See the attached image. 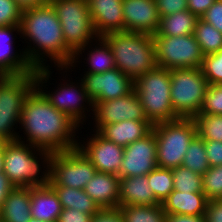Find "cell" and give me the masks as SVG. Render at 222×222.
Segmentation results:
<instances>
[{"instance_id":"obj_1","label":"cell","mask_w":222,"mask_h":222,"mask_svg":"<svg viewBox=\"0 0 222 222\" xmlns=\"http://www.w3.org/2000/svg\"><path fill=\"white\" fill-rule=\"evenodd\" d=\"M19 127L25 137L19 134L18 141L53 152L76 148L79 142L76 135L82 129L52 106L36 87L24 100Z\"/></svg>"},{"instance_id":"obj_2","label":"cell","mask_w":222,"mask_h":222,"mask_svg":"<svg viewBox=\"0 0 222 222\" xmlns=\"http://www.w3.org/2000/svg\"><path fill=\"white\" fill-rule=\"evenodd\" d=\"M19 38L27 40L22 49L34 70L52 67L50 63H54L53 67H69L73 60L74 53L66 45L61 23L50 3L22 10Z\"/></svg>"},{"instance_id":"obj_3","label":"cell","mask_w":222,"mask_h":222,"mask_svg":"<svg viewBox=\"0 0 222 222\" xmlns=\"http://www.w3.org/2000/svg\"><path fill=\"white\" fill-rule=\"evenodd\" d=\"M54 153L18 140L6 142L3 148V172L15 187L48 186Z\"/></svg>"},{"instance_id":"obj_4","label":"cell","mask_w":222,"mask_h":222,"mask_svg":"<svg viewBox=\"0 0 222 222\" xmlns=\"http://www.w3.org/2000/svg\"><path fill=\"white\" fill-rule=\"evenodd\" d=\"M111 48L115 66L132 81L157 66L153 35L139 32H110L102 36Z\"/></svg>"},{"instance_id":"obj_5","label":"cell","mask_w":222,"mask_h":222,"mask_svg":"<svg viewBox=\"0 0 222 222\" xmlns=\"http://www.w3.org/2000/svg\"><path fill=\"white\" fill-rule=\"evenodd\" d=\"M50 68L51 67L35 69V87L45 96L52 106L67 114L83 128L84 122H87L89 120L88 117L93 115L94 104L86 93L82 80L79 78L78 82L70 81V79H66L68 78L67 73H70L69 67H55L58 72H63V79H61L62 82L60 80L61 84L59 83L57 85L58 87L55 86V88H57L56 90L53 88L54 91H48L46 90V88H49L46 87L49 86L47 82L53 73Z\"/></svg>"},{"instance_id":"obj_6","label":"cell","mask_w":222,"mask_h":222,"mask_svg":"<svg viewBox=\"0 0 222 222\" xmlns=\"http://www.w3.org/2000/svg\"><path fill=\"white\" fill-rule=\"evenodd\" d=\"M137 93L147 119L154 125L179 119L171 104L170 70L156 66L134 81Z\"/></svg>"},{"instance_id":"obj_7","label":"cell","mask_w":222,"mask_h":222,"mask_svg":"<svg viewBox=\"0 0 222 222\" xmlns=\"http://www.w3.org/2000/svg\"><path fill=\"white\" fill-rule=\"evenodd\" d=\"M156 138L157 166L173 169L182 166V161L191 141L197 136L193 118H179L174 121L153 125Z\"/></svg>"},{"instance_id":"obj_8","label":"cell","mask_w":222,"mask_h":222,"mask_svg":"<svg viewBox=\"0 0 222 222\" xmlns=\"http://www.w3.org/2000/svg\"><path fill=\"white\" fill-rule=\"evenodd\" d=\"M171 104L179 118L199 115L209 83L201 68L170 69Z\"/></svg>"},{"instance_id":"obj_9","label":"cell","mask_w":222,"mask_h":222,"mask_svg":"<svg viewBox=\"0 0 222 222\" xmlns=\"http://www.w3.org/2000/svg\"><path fill=\"white\" fill-rule=\"evenodd\" d=\"M61 23L67 47L75 54L98 38L87 0H49Z\"/></svg>"},{"instance_id":"obj_10","label":"cell","mask_w":222,"mask_h":222,"mask_svg":"<svg viewBox=\"0 0 222 222\" xmlns=\"http://www.w3.org/2000/svg\"><path fill=\"white\" fill-rule=\"evenodd\" d=\"M155 60L165 69L201 68L204 54L194 34L153 36Z\"/></svg>"},{"instance_id":"obj_11","label":"cell","mask_w":222,"mask_h":222,"mask_svg":"<svg viewBox=\"0 0 222 222\" xmlns=\"http://www.w3.org/2000/svg\"><path fill=\"white\" fill-rule=\"evenodd\" d=\"M97 170L78 148L55 152L51 162V186L83 190Z\"/></svg>"},{"instance_id":"obj_12","label":"cell","mask_w":222,"mask_h":222,"mask_svg":"<svg viewBox=\"0 0 222 222\" xmlns=\"http://www.w3.org/2000/svg\"><path fill=\"white\" fill-rule=\"evenodd\" d=\"M93 104L91 119L95 123L92 130L97 132L103 126L111 123H118L124 120H148L134 89L124 97L107 101H95Z\"/></svg>"},{"instance_id":"obj_13","label":"cell","mask_w":222,"mask_h":222,"mask_svg":"<svg viewBox=\"0 0 222 222\" xmlns=\"http://www.w3.org/2000/svg\"><path fill=\"white\" fill-rule=\"evenodd\" d=\"M90 133V136H86L87 139L83 137L84 140H78L77 147L91 161L97 172L118 175L124 147L105 139L95 130Z\"/></svg>"},{"instance_id":"obj_14","label":"cell","mask_w":222,"mask_h":222,"mask_svg":"<svg viewBox=\"0 0 222 222\" xmlns=\"http://www.w3.org/2000/svg\"><path fill=\"white\" fill-rule=\"evenodd\" d=\"M81 80L93 103L124 97L134 89V81L117 68L104 73L81 74Z\"/></svg>"},{"instance_id":"obj_15","label":"cell","mask_w":222,"mask_h":222,"mask_svg":"<svg viewBox=\"0 0 222 222\" xmlns=\"http://www.w3.org/2000/svg\"><path fill=\"white\" fill-rule=\"evenodd\" d=\"M157 166L156 138L152 130L148 135L124 147L119 178L143 176Z\"/></svg>"},{"instance_id":"obj_16","label":"cell","mask_w":222,"mask_h":222,"mask_svg":"<svg viewBox=\"0 0 222 222\" xmlns=\"http://www.w3.org/2000/svg\"><path fill=\"white\" fill-rule=\"evenodd\" d=\"M124 31L154 35L160 25L155 0H122Z\"/></svg>"},{"instance_id":"obj_17","label":"cell","mask_w":222,"mask_h":222,"mask_svg":"<svg viewBox=\"0 0 222 222\" xmlns=\"http://www.w3.org/2000/svg\"><path fill=\"white\" fill-rule=\"evenodd\" d=\"M15 32L20 35V25L0 26V75L16 77L34 72L25 57L24 50H15V40L18 38Z\"/></svg>"},{"instance_id":"obj_18","label":"cell","mask_w":222,"mask_h":222,"mask_svg":"<svg viewBox=\"0 0 222 222\" xmlns=\"http://www.w3.org/2000/svg\"><path fill=\"white\" fill-rule=\"evenodd\" d=\"M87 3L98 37L124 31L122 0H87Z\"/></svg>"},{"instance_id":"obj_19","label":"cell","mask_w":222,"mask_h":222,"mask_svg":"<svg viewBox=\"0 0 222 222\" xmlns=\"http://www.w3.org/2000/svg\"><path fill=\"white\" fill-rule=\"evenodd\" d=\"M82 54H85V57ZM80 57L86 60L85 64L87 65L85 66H88L87 68H84V73H104L116 68L111 48L102 37H98L85 47L80 48L74 54L73 60L69 65L71 72L76 69L74 67H77V63L80 64L82 61Z\"/></svg>"},{"instance_id":"obj_20","label":"cell","mask_w":222,"mask_h":222,"mask_svg":"<svg viewBox=\"0 0 222 222\" xmlns=\"http://www.w3.org/2000/svg\"><path fill=\"white\" fill-rule=\"evenodd\" d=\"M34 87L35 70L27 75L12 77L0 89V113L21 115L24 100Z\"/></svg>"},{"instance_id":"obj_21","label":"cell","mask_w":222,"mask_h":222,"mask_svg":"<svg viewBox=\"0 0 222 222\" xmlns=\"http://www.w3.org/2000/svg\"><path fill=\"white\" fill-rule=\"evenodd\" d=\"M120 178L118 175L96 172L83 189L99 206L104 208L119 207Z\"/></svg>"},{"instance_id":"obj_22","label":"cell","mask_w":222,"mask_h":222,"mask_svg":"<svg viewBox=\"0 0 222 222\" xmlns=\"http://www.w3.org/2000/svg\"><path fill=\"white\" fill-rule=\"evenodd\" d=\"M153 129L149 120H124L103 126L98 133L105 139L123 147L148 135Z\"/></svg>"},{"instance_id":"obj_23","label":"cell","mask_w":222,"mask_h":222,"mask_svg":"<svg viewBox=\"0 0 222 222\" xmlns=\"http://www.w3.org/2000/svg\"><path fill=\"white\" fill-rule=\"evenodd\" d=\"M63 208L51 185L31 187L30 213L41 221L57 222Z\"/></svg>"},{"instance_id":"obj_24","label":"cell","mask_w":222,"mask_h":222,"mask_svg":"<svg viewBox=\"0 0 222 222\" xmlns=\"http://www.w3.org/2000/svg\"><path fill=\"white\" fill-rule=\"evenodd\" d=\"M162 204L151 190L147 175L120 178L119 206Z\"/></svg>"},{"instance_id":"obj_25","label":"cell","mask_w":222,"mask_h":222,"mask_svg":"<svg viewBox=\"0 0 222 222\" xmlns=\"http://www.w3.org/2000/svg\"><path fill=\"white\" fill-rule=\"evenodd\" d=\"M208 199L203 192L173 190L162 202L166 214L204 215Z\"/></svg>"},{"instance_id":"obj_26","label":"cell","mask_w":222,"mask_h":222,"mask_svg":"<svg viewBox=\"0 0 222 222\" xmlns=\"http://www.w3.org/2000/svg\"><path fill=\"white\" fill-rule=\"evenodd\" d=\"M31 187H15L0 211L1 222H29Z\"/></svg>"},{"instance_id":"obj_27","label":"cell","mask_w":222,"mask_h":222,"mask_svg":"<svg viewBox=\"0 0 222 222\" xmlns=\"http://www.w3.org/2000/svg\"><path fill=\"white\" fill-rule=\"evenodd\" d=\"M198 19L188 9L161 17L159 29L153 36H185L194 34Z\"/></svg>"},{"instance_id":"obj_28","label":"cell","mask_w":222,"mask_h":222,"mask_svg":"<svg viewBox=\"0 0 222 222\" xmlns=\"http://www.w3.org/2000/svg\"><path fill=\"white\" fill-rule=\"evenodd\" d=\"M52 188L57 193L63 209L73 208L90 215H94L100 210L84 190L65 186H52Z\"/></svg>"},{"instance_id":"obj_29","label":"cell","mask_w":222,"mask_h":222,"mask_svg":"<svg viewBox=\"0 0 222 222\" xmlns=\"http://www.w3.org/2000/svg\"><path fill=\"white\" fill-rule=\"evenodd\" d=\"M124 222H166L162 204L119 206Z\"/></svg>"},{"instance_id":"obj_30","label":"cell","mask_w":222,"mask_h":222,"mask_svg":"<svg viewBox=\"0 0 222 222\" xmlns=\"http://www.w3.org/2000/svg\"><path fill=\"white\" fill-rule=\"evenodd\" d=\"M194 36L204 55L212 54L222 49V33L201 18L196 23Z\"/></svg>"},{"instance_id":"obj_31","label":"cell","mask_w":222,"mask_h":222,"mask_svg":"<svg viewBox=\"0 0 222 222\" xmlns=\"http://www.w3.org/2000/svg\"><path fill=\"white\" fill-rule=\"evenodd\" d=\"M182 166L200 175H203L209 169L205 141L198 135L191 141L183 158Z\"/></svg>"},{"instance_id":"obj_32","label":"cell","mask_w":222,"mask_h":222,"mask_svg":"<svg viewBox=\"0 0 222 222\" xmlns=\"http://www.w3.org/2000/svg\"><path fill=\"white\" fill-rule=\"evenodd\" d=\"M147 177L155 197L162 203L174 190L172 169L156 167Z\"/></svg>"},{"instance_id":"obj_33","label":"cell","mask_w":222,"mask_h":222,"mask_svg":"<svg viewBox=\"0 0 222 222\" xmlns=\"http://www.w3.org/2000/svg\"><path fill=\"white\" fill-rule=\"evenodd\" d=\"M193 119L200 138L222 142V115L199 114Z\"/></svg>"},{"instance_id":"obj_34","label":"cell","mask_w":222,"mask_h":222,"mask_svg":"<svg viewBox=\"0 0 222 222\" xmlns=\"http://www.w3.org/2000/svg\"><path fill=\"white\" fill-rule=\"evenodd\" d=\"M174 190L179 192H203L202 175L179 166L172 169Z\"/></svg>"},{"instance_id":"obj_35","label":"cell","mask_w":222,"mask_h":222,"mask_svg":"<svg viewBox=\"0 0 222 222\" xmlns=\"http://www.w3.org/2000/svg\"><path fill=\"white\" fill-rule=\"evenodd\" d=\"M202 185L208 200L222 199V165L209 167L202 175Z\"/></svg>"},{"instance_id":"obj_36","label":"cell","mask_w":222,"mask_h":222,"mask_svg":"<svg viewBox=\"0 0 222 222\" xmlns=\"http://www.w3.org/2000/svg\"><path fill=\"white\" fill-rule=\"evenodd\" d=\"M201 70L209 84H222V49L218 52L204 55Z\"/></svg>"},{"instance_id":"obj_37","label":"cell","mask_w":222,"mask_h":222,"mask_svg":"<svg viewBox=\"0 0 222 222\" xmlns=\"http://www.w3.org/2000/svg\"><path fill=\"white\" fill-rule=\"evenodd\" d=\"M199 114L222 115V84H209Z\"/></svg>"},{"instance_id":"obj_38","label":"cell","mask_w":222,"mask_h":222,"mask_svg":"<svg viewBox=\"0 0 222 222\" xmlns=\"http://www.w3.org/2000/svg\"><path fill=\"white\" fill-rule=\"evenodd\" d=\"M22 9L14 0H0V26L20 25Z\"/></svg>"},{"instance_id":"obj_39","label":"cell","mask_w":222,"mask_h":222,"mask_svg":"<svg viewBox=\"0 0 222 222\" xmlns=\"http://www.w3.org/2000/svg\"><path fill=\"white\" fill-rule=\"evenodd\" d=\"M21 115H5L0 113V139L5 142L17 140L20 131L16 132L19 127ZM15 127V128H14Z\"/></svg>"},{"instance_id":"obj_40","label":"cell","mask_w":222,"mask_h":222,"mask_svg":"<svg viewBox=\"0 0 222 222\" xmlns=\"http://www.w3.org/2000/svg\"><path fill=\"white\" fill-rule=\"evenodd\" d=\"M160 17L187 9V0H155Z\"/></svg>"},{"instance_id":"obj_41","label":"cell","mask_w":222,"mask_h":222,"mask_svg":"<svg viewBox=\"0 0 222 222\" xmlns=\"http://www.w3.org/2000/svg\"><path fill=\"white\" fill-rule=\"evenodd\" d=\"M222 33V2L216 0L201 17Z\"/></svg>"},{"instance_id":"obj_42","label":"cell","mask_w":222,"mask_h":222,"mask_svg":"<svg viewBox=\"0 0 222 222\" xmlns=\"http://www.w3.org/2000/svg\"><path fill=\"white\" fill-rule=\"evenodd\" d=\"M205 141V152L210 167L222 165V142L214 140Z\"/></svg>"},{"instance_id":"obj_43","label":"cell","mask_w":222,"mask_h":222,"mask_svg":"<svg viewBox=\"0 0 222 222\" xmlns=\"http://www.w3.org/2000/svg\"><path fill=\"white\" fill-rule=\"evenodd\" d=\"M94 215L80 212L77 209H63L57 222H91Z\"/></svg>"},{"instance_id":"obj_44","label":"cell","mask_w":222,"mask_h":222,"mask_svg":"<svg viewBox=\"0 0 222 222\" xmlns=\"http://www.w3.org/2000/svg\"><path fill=\"white\" fill-rule=\"evenodd\" d=\"M204 218L206 222H222V199L208 200Z\"/></svg>"},{"instance_id":"obj_45","label":"cell","mask_w":222,"mask_h":222,"mask_svg":"<svg viewBox=\"0 0 222 222\" xmlns=\"http://www.w3.org/2000/svg\"><path fill=\"white\" fill-rule=\"evenodd\" d=\"M91 222H124L122 214L117 208H104L100 209L94 214Z\"/></svg>"},{"instance_id":"obj_46","label":"cell","mask_w":222,"mask_h":222,"mask_svg":"<svg viewBox=\"0 0 222 222\" xmlns=\"http://www.w3.org/2000/svg\"><path fill=\"white\" fill-rule=\"evenodd\" d=\"M216 0H187V9L201 18Z\"/></svg>"},{"instance_id":"obj_47","label":"cell","mask_w":222,"mask_h":222,"mask_svg":"<svg viewBox=\"0 0 222 222\" xmlns=\"http://www.w3.org/2000/svg\"><path fill=\"white\" fill-rule=\"evenodd\" d=\"M15 188V185L10 181L8 176L0 173V211L3 207L5 200L8 198L9 193Z\"/></svg>"},{"instance_id":"obj_48","label":"cell","mask_w":222,"mask_h":222,"mask_svg":"<svg viewBox=\"0 0 222 222\" xmlns=\"http://www.w3.org/2000/svg\"><path fill=\"white\" fill-rule=\"evenodd\" d=\"M166 222H206L204 215L166 214Z\"/></svg>"},{"instance_id":"obj_49","label":"cell","mask_w":222,"mask_h":222,"mask_svg":"<svg viewBox=\"0 0 222 222\" xmlns=\"http://www.w3.org/2000/svg\"><path fill=\"white\" fill-rule=\"evenodd\" d=\"M14 1L18 4V6L22 10L49 3V0H14Z\"/></svg>"},{"instance_id":"obj_50","label":"cell","mask_w":222,"mask_h":222,"mask_svg":"<svg viewBox=\"0 0 222 222\" xmlns=\"http://www.w3.org/2000/svg\"><path fill=\"white\" fill-rule=\"evenodd\" d=\"M5 141L0 139V173L3 172L4 165V157H3V148L5 145Z\"/></svg>"},{"instance_id":"obj_51","label":"cell","mask_w":222,"mask_h":222,"mask_svg":"<svg viewBox=\"0 0 222 222\" xmlns=\"http://www.w3.org/2000/svg\"><path fill=\"white\" fill-rule=\"evenodd\" d=\"M11 76L0 75V89L11 79Z\"/></svg>"},{"instance_id":"obj_52","label":"cell","mask_w":222,"mask_h":222,"mask_svg":"<svg viewBox=\"0 0 222 222\" xmlns=\"http://www.w3.org/2000/svg\"><path fill=\"white\" fill-rule=\"evenodd\" d=\"M29 222H48V221H41V220H37L36 218L31 217Z\"/></svg>"}]
</instances>
